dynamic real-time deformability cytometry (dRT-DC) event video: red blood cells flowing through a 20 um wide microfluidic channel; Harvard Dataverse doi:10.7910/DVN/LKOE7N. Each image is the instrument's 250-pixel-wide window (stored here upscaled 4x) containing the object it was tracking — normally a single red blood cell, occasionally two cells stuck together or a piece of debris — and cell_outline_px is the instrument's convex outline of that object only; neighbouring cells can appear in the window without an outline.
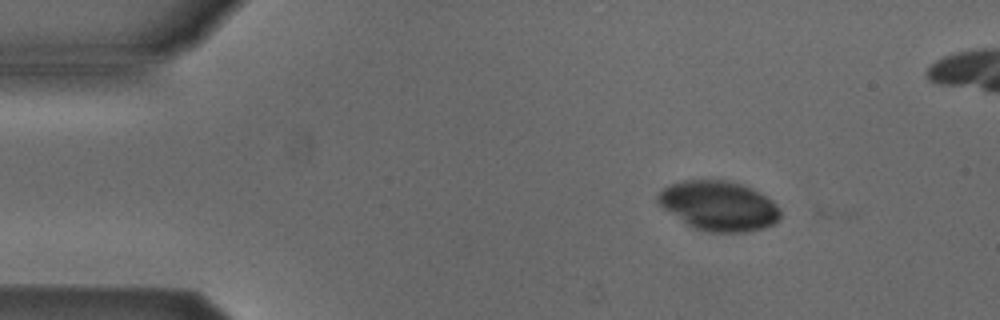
{"species": "Egyptian fruit bat (a non-hibernating species)", "species_latin": "Rousettus aegyptiacus", "temperature_condition": "cold", "stored_images_in_passage": 41, "camera_frame_rate_fps": 3000, "um_per_image_px": 0.085, "animal": {"sex": "male"}, "frame": {"image": 1, "passage_image": 4, "time_ms": 1.0, "image_size_px": [1000, 320], "cell_outline_px": [[780, 216], [772, 224], [764, 228], [744, 232], [712, 232], [696, 228], [688, 224], [656, 204], [656, 196], [664, 188], [680, 180], [728, 180], [744, 184], [760, 192], [772, 200], [776, 204], [780, 212]], "centroid_in_image_um": [61.08, 17.47], "position_along_channel_um": 23.9, "area_um2": 35.37}}
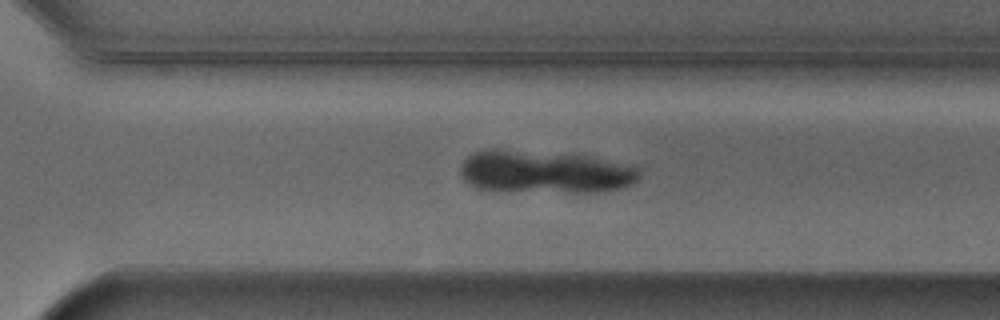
{"frame": {"image": 2, "passage_image": 33, "time_ms": 10.667, "image_size_px": [1000, 320], "cell_outline_px": [[640, 176], [632, 184], [620, 188], [596, 192], [576, 192], [476, 188], [464, 180], [460, 172], [460, 164], [472, 152], [484, 148], [496, 148], [588, 156], [636, 168], [640, 172]], "centroid_in_image_um": [46.22, 14.59], "position_along_channel_um": 324.4, "area_um2": 43.87}}
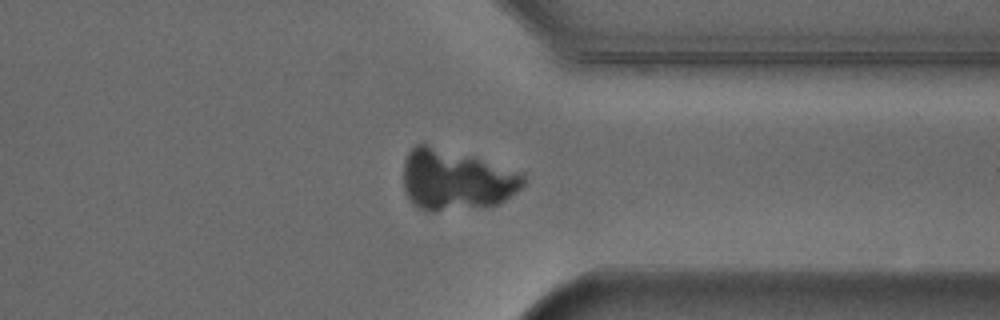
{"frame": {"image": 3, "passage_image": 37, "time_ms": 12.0, "image_size_px": [1000, 320], "cell_outline_px": [[524, 184], [516, 192], [504, 200], [496, 204], [432, 212], [420, 208], [412, 204], [408, 200], [404, 192], [404, 160], [408, 152], [416, 144], [424, 144], [472, 156], [524, 172]], "centroid_in_image_um": [38.74, 15.29], "position_along_channel_um": 372.7, "area_um2": 42.31}}